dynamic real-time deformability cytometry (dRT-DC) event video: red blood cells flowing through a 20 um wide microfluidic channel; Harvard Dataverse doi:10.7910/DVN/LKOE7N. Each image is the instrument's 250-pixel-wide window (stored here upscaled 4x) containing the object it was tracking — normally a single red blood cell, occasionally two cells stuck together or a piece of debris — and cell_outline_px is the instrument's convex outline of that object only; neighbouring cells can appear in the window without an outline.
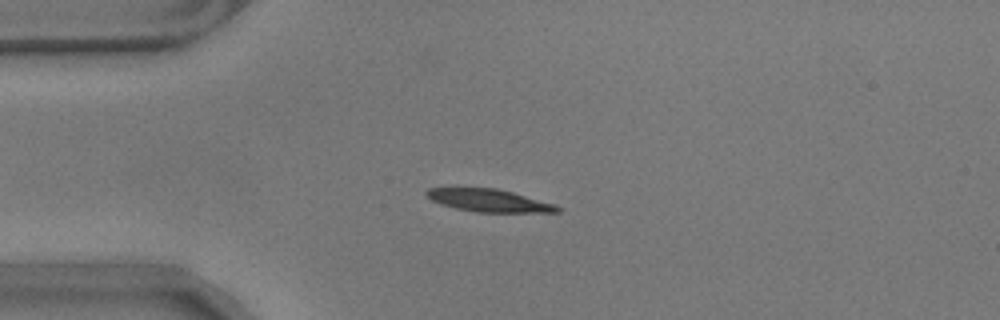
{"species": "common noctule bat (a hibernating species)", "species_latin": "Nyctalus noctula", "temperature_condition": "warm", "stored_images_in_passage": 56, "camera_frame_rate_fps": 3000, "um_per_image_px": 0.085, "animal": {"sex": "male", "body_mass_g": 17.9}, "frame": {"image": 1, "passage_image": 13, "time_ms": 4.0, "image_size_px": [1000, 320], "cell_outline_px": [[564, 208], [560, 212], [476, 212], [456, 208], [440, 204], [432, 200], [424, 192], [428, 188], [456, 184], [496, 188], [512, 192], [556, 204]], "centroid_in_image_um": [41.48, 16.98], "position_along_channel_um": 43.5, "area_um2": 18.21}}
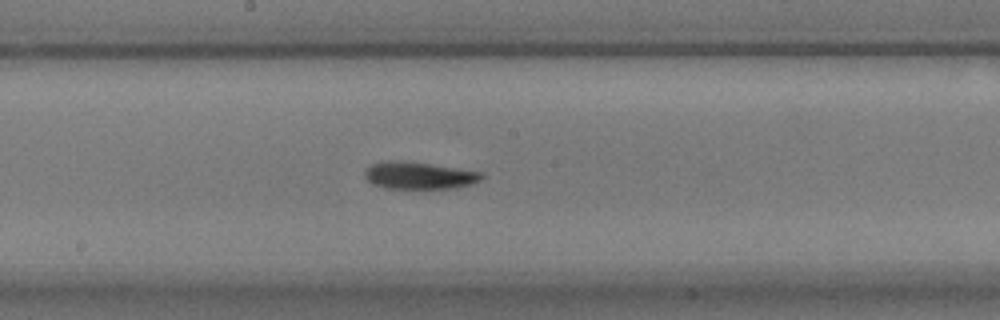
{"frame": {"image": 2, "passage_image": 29, "time_ms": 9.333, "image_size_px": [1000, 320], "cell_outline_px": [[484, 176], [480, 180], [472, 184], [456, 188], [384, 188], [368, 180], [364, 176], [364, 172], [372, 164], [384, 160], [392, 160], [432, 164], [484, 172]], "centroid_in_image_um": [35.66, 14.91], "position_along_channel_um": 212.5, "area_um2": 18.44}}
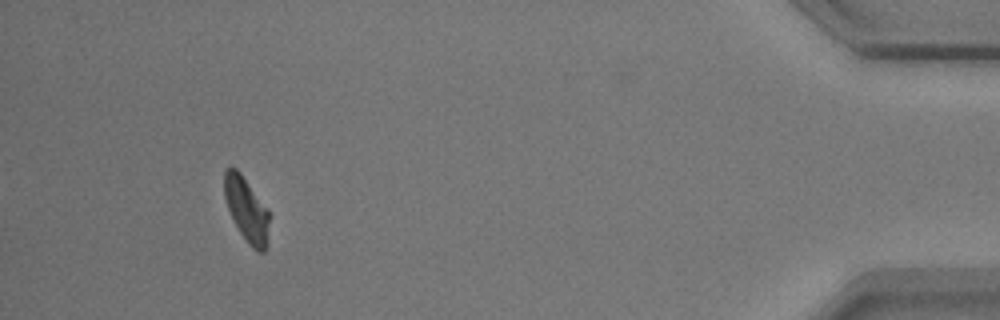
{"frame": {"image": 3, "passage_image": 52, "time_ms": 17.0, "image_size_px": [1000, 320], "cell_outline_px": [[268, 244], [264, 252], [256, 252], [248, 244], [240, 232], [228, 208], [224, 196], [224, 172], [228, 168], [236, 168], [240, 172], [268, 208]], "centroid_in_image_um": [20.97, 17.83], "position_along_channel_um": 414.2, "area_um2": 16.76}, "authors_computed_cell_mechanics": {"area_um2": 17.5423, "velocity_mm_per_s": 3.5152, "shape_relaxation_time_tau1_ms": 2.7286, "shape_relaxation_time_tau2_ms": 2.5308, "deformation_change_tau1": 0.1637, "deformation_change_tau2": 0.0926}}